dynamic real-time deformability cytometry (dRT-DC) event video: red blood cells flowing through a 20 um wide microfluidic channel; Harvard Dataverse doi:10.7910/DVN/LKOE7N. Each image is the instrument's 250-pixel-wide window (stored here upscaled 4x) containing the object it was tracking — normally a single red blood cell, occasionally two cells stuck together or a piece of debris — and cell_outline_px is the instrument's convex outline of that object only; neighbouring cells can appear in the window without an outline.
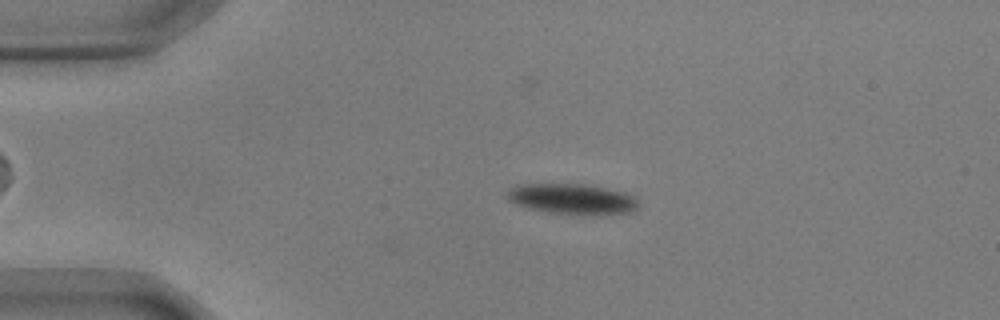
{"species": "common noctule bat (a hibernating species)", "species_latin": "Nyctalus noctula", "temperature_condition": "warm", "stored_images_in_passage": 37, "camera_frame_rate_fps": 3000, "um_per_image_px": 0.085, "animal": {"sex": "male", "body_mass_g": 17.9, "forearm_length_mm": 54.2}, "frame": {"image": 1, "passage_image": 4, "time_ms": 1.0, "image_size_px": [1000, 320], "cell_outline_px": [[640, 208], [632, 212], [548, 212], [516, 204], [508, 200], [508, 192], [516, 184], [588, 184], [608, 188], [624, 192], [636, 196], [640, 204]], "centroid_in_image_um": [48.68, 16.86], "position_along_channel_um": 36.3, "area_um2": 22.54}}
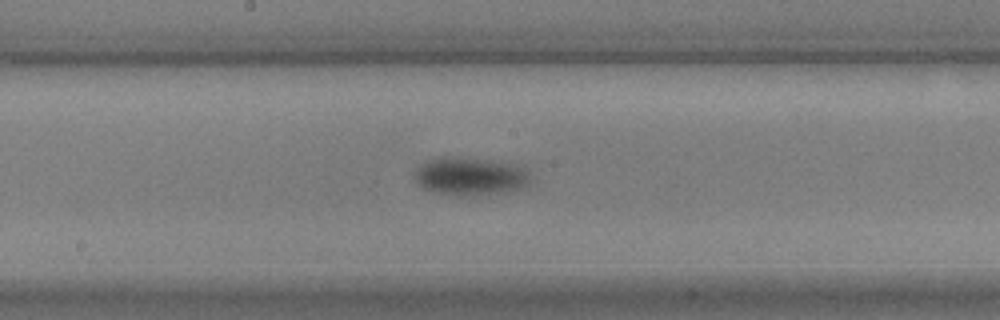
{"frame": {"image": 2, "passage_image": 22, "time_ms": 7.0, "image_size_px": [1000, 320], "cell_outline_px": [[532, 180], [524, 188], [504, 192], [460, 196], [452, 196], [432, 192], [416, 184], [412, 176], [416, 168], [420, 164], [428, 160], [444, 156], [492, 160], [524, 164], [532, 176]], "centroid_in_image_um": [40.0, 14.98], "position_along_channel_um": 208.2, "area_um2": 26.59}}
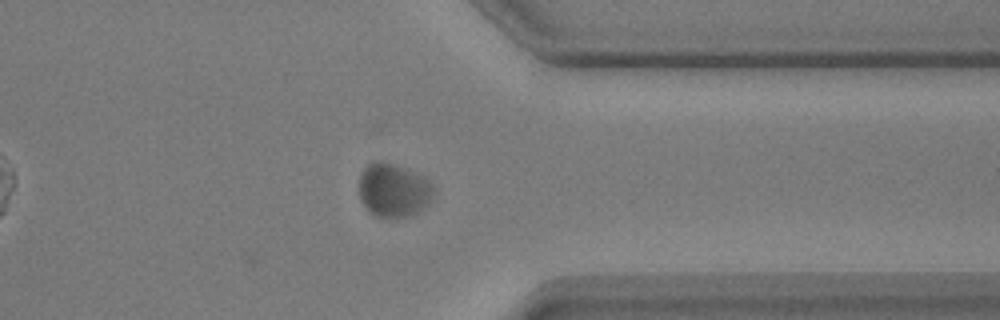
{"frame": {"image": 3, "passage_image": 37, "time_ms": 12.0, "image_size_px": [1000, 320], "cell_outline_px": [[436, 192], [432, 200], [420, 212], [408, 216], [376, 216], [368, 212], [360, 200], [360, 172], [368, 164], [376, 160], [384, 160], [424, 176], [432, 184]], "centroid_in_image_um": [33.47, 16.15], "position_along_channel_um": 377.9, "area_um2": 23.58}}